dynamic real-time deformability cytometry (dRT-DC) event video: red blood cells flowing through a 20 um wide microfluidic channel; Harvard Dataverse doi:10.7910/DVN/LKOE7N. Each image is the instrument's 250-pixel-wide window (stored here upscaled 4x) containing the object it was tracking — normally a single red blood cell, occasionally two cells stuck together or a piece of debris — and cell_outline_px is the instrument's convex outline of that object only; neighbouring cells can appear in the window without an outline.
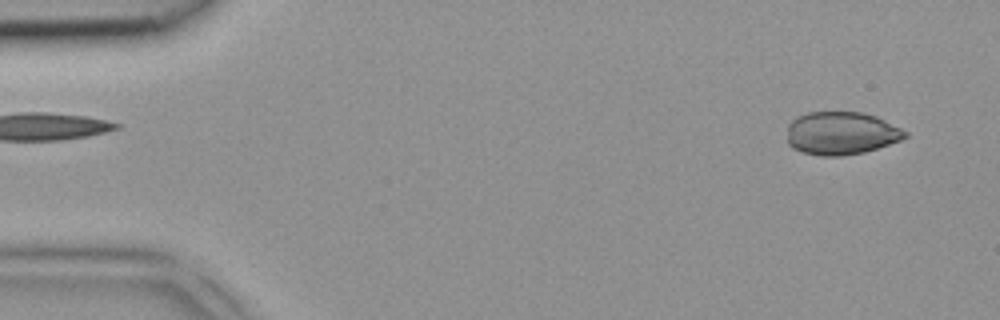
{"species": "common noctule bat (a hibernating species)", "species_latin": "Nyctalus noctula", "temperature_condition": "room temperature", "stored_images_in_passage": 4, "camera_frame_rate_fps": 3000, "um_per_image_px": 0.085, "animal": {"sex": "female", "body_mass_g": 18.4}, "frame": {"image": 1, "passage_image": 1, "time_ms": 0.0, "image_size_px": [1000, 320], "cell_outline_px": [[908, 136], [900, 140], [864, 152], [840, 156], [820, 156], [804, 152], [792, 148], [788, 144], [788, 124], [796, 116], [808, 112], [860, 112], [876, 116], [908, 132]], "centroid_in_image_um": [71.48, 11.32], "position_along_channel_um": 13.5, "area_um2": 29.48}}
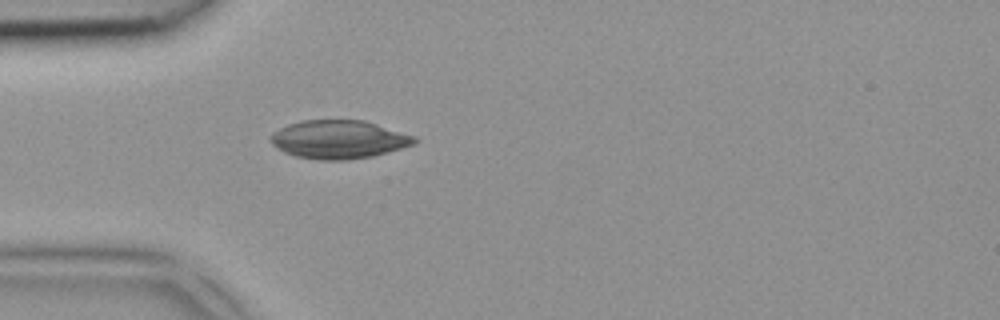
{"frame": {"image": 2, "passage_image": 4, "time_ms": 1.0, "image_size_px": [1000, 320], "cell_outline_px": [[420, 140], [416, 144], [372, 156], [348, 160], [320, 160], [296, 156], [284, 152], [276, 148], [272, 144], [268, 136], [272, 132], [288, 124], [300, 120], [364, 120], [416, 136]], "centroid_in_image_um": [28.79, 11.85], "position_along_channel_um": 56.2, "area_um2": 32.43}}